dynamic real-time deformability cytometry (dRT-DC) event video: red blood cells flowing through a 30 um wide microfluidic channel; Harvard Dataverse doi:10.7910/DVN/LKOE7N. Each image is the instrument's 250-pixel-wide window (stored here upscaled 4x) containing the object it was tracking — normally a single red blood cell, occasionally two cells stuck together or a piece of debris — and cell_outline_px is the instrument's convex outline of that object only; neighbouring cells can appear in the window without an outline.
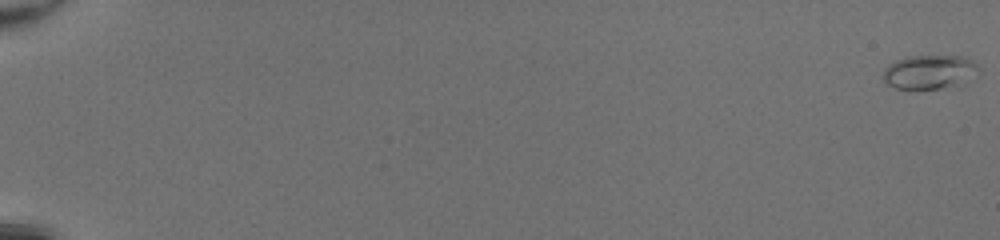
{"species": "common noctule bat (a hibernating species)", "species_latin": "Nyctalus noctula", "temperature_condition": "room temperature", "stored_images_in_passage": 52, "camera_frame_rate_fps": 3000, "um_per_image_px": 0.085, "animal": {"sex": "female", "body_mass_g": 20.0, "forearm_length_mm": 54.0}, "frame": {"image": 1, "passage_image": 1, "time_ms": 0.0, "image_size_px": [1000, 240], "cell_outline_px": [[980, 68], [952, 84], [940, 88], [896, 88], [888, 84], [884, 80], [884, 68], [888, 64], [896, 60], [908, 56], [964, 56], [972, 60]], "centroid_in_image_um": [78.88, 6.07], "position_along_channel_um": 6.1, "area_um2": 17.92}}
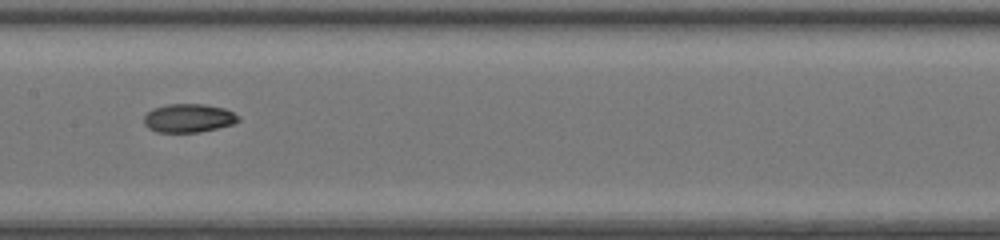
{"frame": {"image": 2, "passage_image": 30, "time_ms": 9.667, "image_size_px": [1000, 240], "cell_outline_px": [[240, 120], [232, 124], [200, 132], [156, 132], [148, 128], [144, 124], [144, 116], [152, 108], [168, 104], [204, 104], [224, 108], [240, 116]], "centroid_in_image_um": [16.01, 10.04], "position_along_channel_um": 191.4, "area_um2": 15.72}}
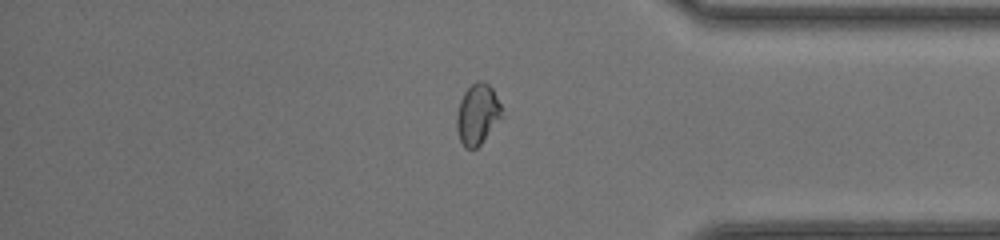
{"frame": {"image": 3, "passage_image": 45, "time_ms": 14.667, "image_size_px": [1000, 240], "cell_outline_px": [[504, 116], [480, 144], [476, 148], [464, 148], [460, 140], [456, 128], [456, 112], [460, 100], [464, 92], [476, 80], [484, 80], [492, 88], [500, 104]], "centroid_in_image_um": [40.58, 9.7], "position_along_channel_um": 394.6, "area_um2": 16.13}, "authors_computed_cell_mechanics": {"area_um2": 15.7505, "velocity_mm_per_s": 4.3087, "shape_relaxation_time_tau1_ms": 5.5292, "shape_relaxation_time_tau2_ms": 2.148, "deformation_change_tau1": 0.1798, "deformation_change_tau2": 0.0635}}